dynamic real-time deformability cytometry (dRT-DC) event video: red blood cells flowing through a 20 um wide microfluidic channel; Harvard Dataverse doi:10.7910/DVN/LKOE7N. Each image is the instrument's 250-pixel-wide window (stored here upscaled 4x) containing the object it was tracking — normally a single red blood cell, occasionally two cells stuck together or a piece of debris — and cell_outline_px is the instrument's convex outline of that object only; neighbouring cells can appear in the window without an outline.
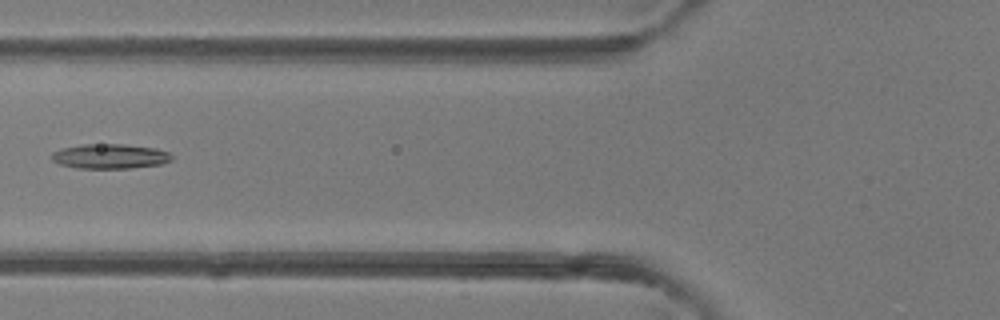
{"species": "common noctule bat (a hibernating species)", "species_latin": "Nyctalus noctula", "temperature_condition": "room temperature", "stored_images_in_passage": 2, "camera_frame_rate_fps": 3000, "um_per_image_px": 0.085, "animal": {"sex": "female"}, "frame": {"image": 1, "passage_image": 2, "time_ms": 1.0, "image_size_px": [1000, 320], "cell_outline_px": [[172, 160], [160, 164], [128, 168], [76, 168], [60, 164], [52, 160], [52, 152], [60, 148], [84, 144], [124, 144], [156, 148], [168, 152], [172, 156]], "centroid_in_image_um": [9.33, 13.28], "position_along_channel_um": 116.5, "area_um2": 17.28}}